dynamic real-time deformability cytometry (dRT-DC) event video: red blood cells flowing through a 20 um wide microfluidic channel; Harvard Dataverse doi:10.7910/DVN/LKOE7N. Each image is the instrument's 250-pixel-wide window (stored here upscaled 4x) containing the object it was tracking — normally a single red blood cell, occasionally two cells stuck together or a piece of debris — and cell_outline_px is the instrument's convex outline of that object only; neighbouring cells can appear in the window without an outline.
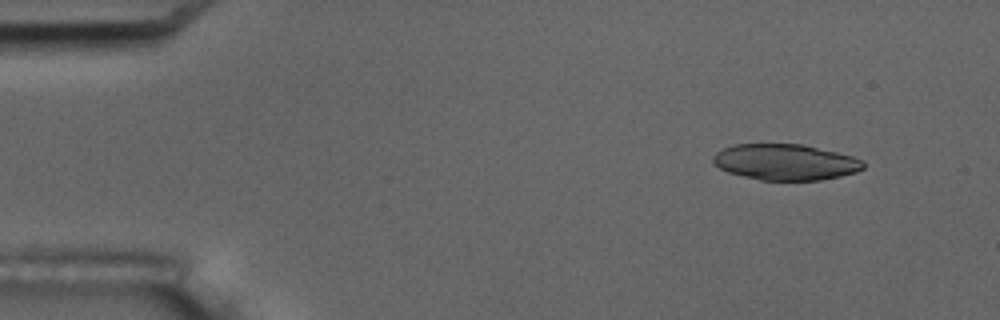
{"species": "common noctule bat (a hibernating species)", "species_latin": "Nyctalus noctula", "temperature_condition": "room temperature", "stored_images_in_passage": 5, "camera_frame_rate_fps": 3000, "um_per_image_px": 0.085, "animal": {"sex": "male", "body_mass_g": 17.5, "forearm_length_mm": 52.3}, "frame": {"image": 1, "passage_image": 2, "time_ms": 1.333, "image_size_px": [1000, 320], "cell_outline_px": [[864, 168], [856, 172], [840, 176], [820, 180], [760, 180], [728, 172], [720, 168], [712, 160], [712, 156], [716, 152], [724, 148], [736, 144], [804, 144], [852, 156], [864, 160]], "centroid_in_image_um": [66.77, 13.77], "position_along_channel_um": 18.2, "area_um2": 31.44}}